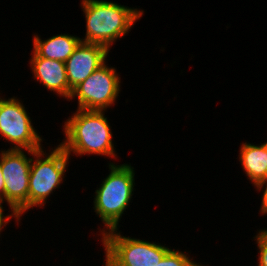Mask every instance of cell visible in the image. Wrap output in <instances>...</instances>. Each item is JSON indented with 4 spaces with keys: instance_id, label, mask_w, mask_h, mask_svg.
Segmentation results:
<instances>
[{
    "instance_id": "1",
    "label": "cell",
    "mask_w": 267,
    "mask_h": 266,
    "mask_svg": "<svg viewBox=\"0 0 267 266\" xmlns=\"http://www.w3.org/2000/svg\"><path fill=\"white\" fill-rule=\"evenodd\" d=\"M105 110L77 109L64 122L65 138L59 145L70 156L91 155L117 159L110 123Z\"/></svg>"
},
{
    "instance_id": "2",
    "label": "cell",
    "mask_w": 267,
    "mask_h": 266,
    "mask_svg": "<svg viewBox=\"0 0 267 266\" xmlns=\"http://www.w3.org/2000/svg\"><path fill=\"white\" fill-rule=\"evenodd\" d=\"M80 6L86 18V33L81 41L101 44L109 50L116 40L131 31L144 13L143 10L106 0H81Z\"/></svg>"
},
{
    "instance_id": "3",
    "label": "cell",
    "mask_w": 267,
    "mask_h": 266,
    "mask_svg": "<svg viewBox=\"0 0 267 266\" xmlns=\"http://www.w3.org/2000/svg\"><path fill=\"white\" fill-rule=\"evenodd\" d=\"M109 174L95 190L94 207L103 226L100 234L119 229V221L130 204L135 186V170L131 164L109 163Z\"/></svg>"
},
{
    "instance_id": "4",
    "label": "cell",
    "mask_w": 267,
    "mask_h": 266,
    "mask_svg": "<svg viewBox=\"0 0 267 266\" xmlns=\"http://www.w3.org/2000/svg\"><path fill=\"white\" fill-rule=\"evenodd\" d=\"M51 149L50 153H46V150L41 148L31 155L29 209L34 206L44 208L49 196L55 189H59L66 176L64 173L68 169L70 156L60 145Z\"/></svg>"
},
{
    "instance_id": "5",
    "label": "cell",
    "mask_w": 267,
    "mask_h": 266,
    "mask_svg": "<svg viewBox=\"0 0 267 266\" xmlns=\"http://www.w3.org/2000/svg\"><path fill=\"white\" fill-rule=\"evenodd\" d=\"M120 233L118 229H113L102 234L105 266H156L170 250L165 244L126 237Z\"/></svg>"
},
{
    "instance_id": "6",
    "label": "cell",
    "mask_w": 267,
    "mask_h": 266,
    "mask_svg": "<svg viewBox=\"0 0 267 266\" xmlns=\"http://www.w3.org/2000/svg\"><path fill=\"white\" fill-rule=\"evenodd\" d=\"M34 150L3 149L0 166L5 181V203L21 217L29 211V175Z\"/></svg>"
},
{
    "instance_id": "7",
    "label": "cell",
    "mask_w": 267,
    "mask_h": 266,
    "mask_svg": "<svg viewBox=\"0 0 267 266\" xmlns=\"http://www.w3.org/2000/svg\"><path fill=\"white\" fill-rule=\"evenodd\" d=\"M20 101L14 96L8 99L0 97V136L12 144L8 149L39 150L43 148V138L35 130Z\"/></svg>"
},
{
    "instance_id": "8",
    "label": "cell",
    "mask_w": 267,
    "mask_h": 266,
    "mask_svg": "<svg viewBox=\"0 0 267 266\" xmlns=\"http://www.w3.org/2000/svg\"><path fill=\"white\" fill-rule=\"evenodd\" d=\"M106 62L72 91L69 99H78V108L85 110H107L113 106L120 93L121 77L115 67Z\"/></svg>"
},
{
    "instance_id": "9",
    "label": "cell",
    "mask_w": 267,
    "mask_h": 266,
    "mask_svg": "<svg viewBox=\"0 0 267 266\" xmlns=\"http://www.w3.org/2000/svg\"><path fill=\"white\" fill-rule=\"evenodd\" d=\"M109 51L104 45L81 41L65 62L69 87L73 90L102 66Z\"/></svg>"
},
{
    "instance_id": "10",
    "label": "cell",
    "mask_w": 267,
    "mask_h": 266,
    "mask_svg": "<svg viewBox=\"0 0 267 266\" xmlns=\"http://www.w3.org/2000/svg\"><path fill=\"white\" fill-rule=\"evenodd\" d=\"M31 53L29 64L34 79L43 84L48 91H53L69 101L73 90L69 87L65 63L39 57L34 51Z\"/></svg>"
},
{
    "instance_id": "11",
    "label": "cell",
    "mask_w": 267,
    "mask_h": 266,
    "mask_svg": "<svg viewBox=\"0 0 267 266\" xmlns=\"http://www.w3.org/2000/svg\"><path fill=\"white\" fill-rule=\"evenodd\" d=\"M40 37V35L33 36V51L39 57L57 60L64 63L81 42L80 37L65 33L53 35L46 40H42Z\"/></svg>"
},
{
    "instance_id": "12",
    "label": "cell",
    "mask_w": 267,
    "mask_h": 266,
    "mask_svg": "<svg viewBox=\"0 0 267 266\" xmlns=\"http://www.w3.org/2000/svg\"><path fill=\"white\" fill-rule=\"evenodd\" d=\"M260 144L243 142L239 150V162L253 186L267 178V151L264 143Z\"/></svg>"
},
{
    "instance_id": "13",
    "label": "cell",
    "mask_w": 267,
    "mask_h": 266,
    "mask_svg": "<svg viewBox=\"0 0 267 266\" xmlns=\"http://www.w3.org/2000/svg\"><path fill=\"white\" fill-rule=\"evenodd\" d=\"M188 253L171 249L164 255L163 259L156 266H205L192 261Z\"/></svg>"
},
{
    "instance_id": "14",
    "label": "cell",
    "mask_w": 267,
    "mask_h": 266,
    "mask_svg": "<svg viewBox=\"0 0 267 266\" xmlns=\"http://www.w3.org/2000/svg\"><path fill=\"white\" fill-rule=\"evenodd\" d=\"M254 239L259 250L258 266H267V228L259 230Z\"/></svg>"
},
{
    "instance_id": "15",
    "label": "cell",
    "mask_w": 267,
    "mask_h": 266,
    "mask_svg": "<svg viewBox=\"0 0 267 266\" xmlns=\"http://www.w3.org/2000/svg\"><path fill=\"white\" fill-rule=\"evenodd\" d=\"M5 203L4 201L0 200V234L3 231L2 228L6 225H8V223L10 222V220L13 218H15L17 224H19L18 222L21 220V216L16 212V211H10L11 214H7L6 216L4 215L5 213H3L4 207L2 206V204ZM1 236V235H0Z\"/></svg>"
},
{
    "instance_id": "16",
    "label": "cell",
    "mask_w": 267,
    "mask_h": 266,
    "mask_svg": "<svg viewBox=\"0 0 267 266\" xmlns=\"http://www.w3.org/2000/svg\"><path fill=\"white\" fill-rule=\"evenodd\" d=\"M257 191H263V195H262V202H261V205H260V213L262 215H265L267 214V178L264 179V180H261L256 186H254ZM265 187V188H264Z\"/></svg>"
},
{
    "instance_id": "17",
    "label": "cell",
    "mask_w": 267,
    "mask_h": 266,
    "mask_svg": "<svg viewBox=\"0 0 267 266\" xmlns=\"http://www.w3.org/2000/svg\"><path fill=\"white\" fill-rule=\"evenodd\" d=\"M0 200L5 202V181L0 166Z\"/></svg>"
},
{
    "instance_id": "18",
    "label": "cell",
    "mask_w": 267,
    "mask_h": 266,
    "mask_svg": "<svg viewBox=\"0 0 267 266\" xmlns=\"http://www.w3.org/2000/svg\"><path fill=\"white\" fill-rule=\"evenodd\" d=\"M265 147H266V151H267V141L264 143Z\"/></svg>"
}]
</instances>
